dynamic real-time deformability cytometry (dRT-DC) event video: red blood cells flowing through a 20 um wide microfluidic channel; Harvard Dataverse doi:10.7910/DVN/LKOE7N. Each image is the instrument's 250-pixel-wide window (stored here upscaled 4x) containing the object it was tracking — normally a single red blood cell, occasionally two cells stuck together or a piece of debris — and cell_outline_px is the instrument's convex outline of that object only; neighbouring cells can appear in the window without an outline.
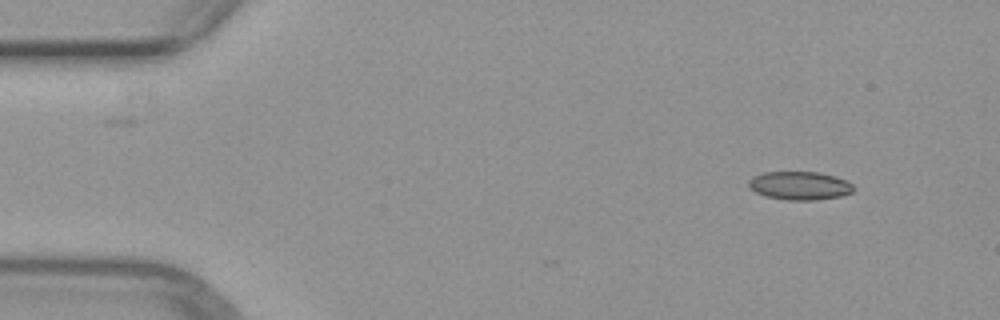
{"species": "common noctule bat (a hibernating species)", "species_latin": "Nyctalus noctula", "temperature_condition": "warm", "stored_images_in_passage": 5, "camera_frame_rate_fps": 3000, "um_per_image_px": 0.085, "animal": {"sex": "female", "body_mass_g": 29.2, "forearm_length_mm": 56.3}, "frame": {"image": 1, "passage_image": 1, "time_ms": 0.0, "image_size_px": [1000, 320], "cell_outline_px": [[856, 188], [852, 192], [840, 196], [816, 200], [788, 200], [764, 196], [748, 188], [748, 180], [752, 176], [764, 172], [820, 172], [836, 176], [848, 180]], "centroid_in_image_um": [67.98, 15.77], "position_along_channel_um": 17.0, "area_um2": 17.63}}